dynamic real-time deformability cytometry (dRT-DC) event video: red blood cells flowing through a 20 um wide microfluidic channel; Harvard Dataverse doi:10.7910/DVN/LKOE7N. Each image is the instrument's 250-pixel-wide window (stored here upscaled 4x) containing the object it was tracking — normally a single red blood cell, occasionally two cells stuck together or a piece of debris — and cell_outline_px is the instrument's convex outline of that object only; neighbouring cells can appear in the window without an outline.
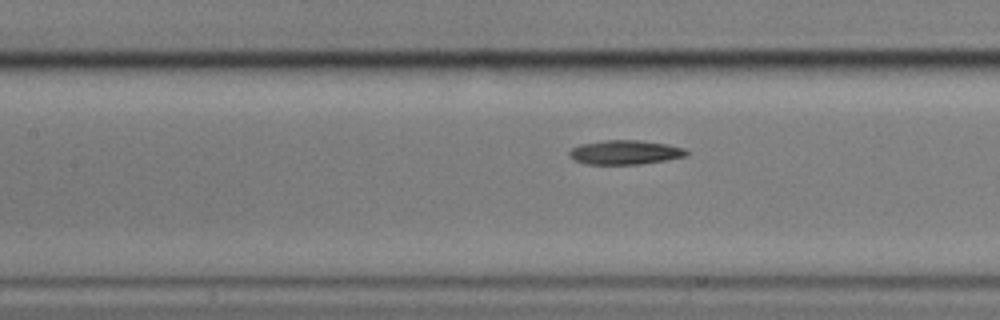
{"species": "common noctule bat (a hibernating species)", "species_latin": "Nyctalus noctula", "temperature_condition": "cold", "stored_images_in_passage": 7, "camera_frame_rate_fps": 3000, "um_per_image_px": 0.085, "animal": {"sex": "male", "body_mass_g": 17.9}, "frame": {"image": 1, "passage_image": 7, "time_ms": 8.333, "image_size_px": [1000, 320], "cell_outline_px": [[688, 156], [640, 164], [584, 164], [568, 156], [568, 152], [572, 148], [580, 144], [604, 140], [640, 140], [668, 144], [684, 148], [688, 152]], "centroid_in_image_um": [53.12, 12.94], "position_along_channel_um": 154.3, "area_um2": 16.59}}